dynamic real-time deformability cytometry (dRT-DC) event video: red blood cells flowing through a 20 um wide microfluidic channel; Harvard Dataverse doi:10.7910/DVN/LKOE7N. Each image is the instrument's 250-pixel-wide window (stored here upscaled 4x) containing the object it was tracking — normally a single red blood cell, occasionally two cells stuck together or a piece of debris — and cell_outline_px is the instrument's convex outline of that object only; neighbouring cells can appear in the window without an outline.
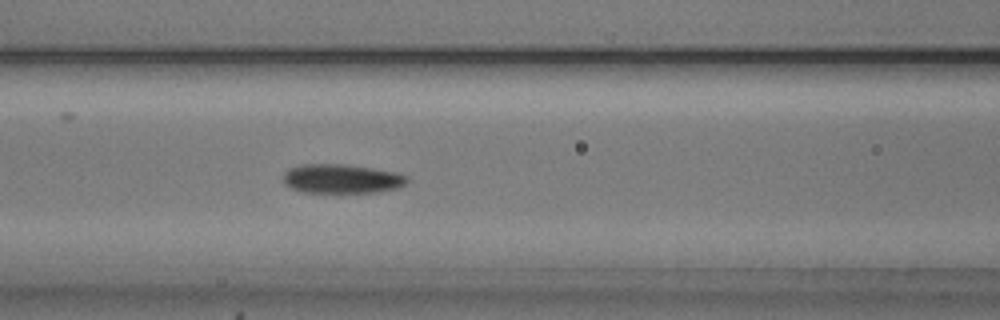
{"species": "common noctule bat (a hibernating species)", "species_latin": "Nyctalus noctula", "temperature_condition": "cold", "stored_images_in_passage": 39, "camera_frame_rate_fps": 3000, "um_per_image_px": 0.085, "animal": {"sex": "male", "body_mass_g": 20.5, "forearm_length_mm": 52.5}, "frame": {"image": 1, "passage_image": 10, "time_ms": 3.0, "image_size_px": [1000, 320], "cell_outline_px": [[408, 180], [400, 188], [376, 192], [300, 192], [284, 184], [284, 172], [288, 168], [304, 164], [344, 164], [372, 168], [396, 172], [408, 176]], "centroid_in_image_um": [29.04, 15.19], "position_along_channel_um": 137.6, "area_um2": 21.1}}
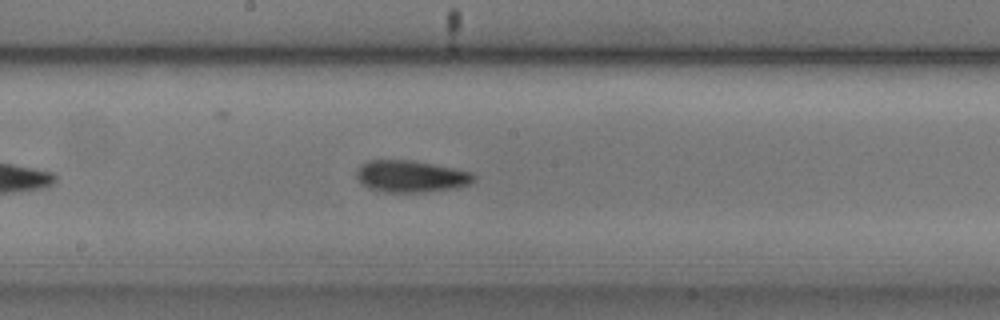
{"frame": {"image": 2, "passage_image": 16, "time_ms": 5.0, "image_size_px": [1000, 320], "cell_outline_px": [[476, 180], [468, 184], [456, 188], [424, 192], [380, 192], [368, 188], [360, 184], [356, 176], [356, 172], [360, 164], [368, 160], [412, 160], [472, 172], [476, 176]], "centroid_in_image_um": [34.89, 14.99], "position_along_channel_um": 213.3, "area_um2": 21.96}}
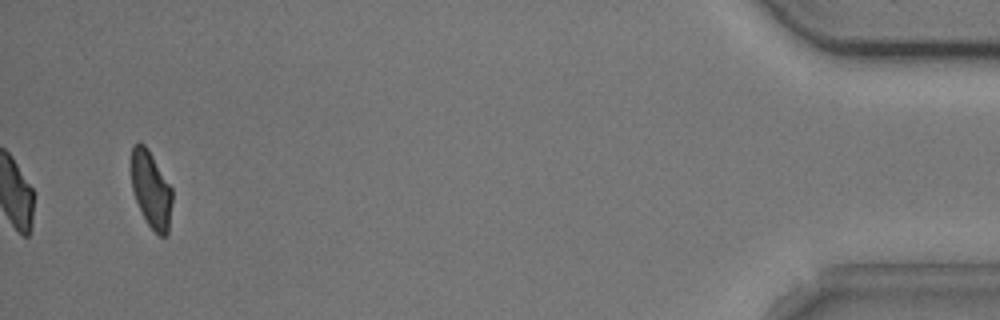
{"frame": {"image": 3, "passage_image": 39, "time_ms": 12.667, "image_size_px": [1000, 320], "cell_outline_px": [[172, 200], [168, 232], [164, 236], [160, 236], [148, 224], [136, 200], [132, 188], [132, 148], [140, 140], [148, 148], [172, 188]], "centroid_in_image_um": [12.85, 16.09], "position_along_channel_um": 422.3, "area_um2": 17.98}, "authors_computed_cell_mechanics": {"area_um2": 20.4034, "velocity_mm_per_s": 3.7878, "shape_relaxation_time_tau1_ms": 3.3231, "shape_relaxation_time_tau2_ms": 3.2309, "deformation_change_tau1": 0.1267, "deformation_change_tau2": 0.1085}}